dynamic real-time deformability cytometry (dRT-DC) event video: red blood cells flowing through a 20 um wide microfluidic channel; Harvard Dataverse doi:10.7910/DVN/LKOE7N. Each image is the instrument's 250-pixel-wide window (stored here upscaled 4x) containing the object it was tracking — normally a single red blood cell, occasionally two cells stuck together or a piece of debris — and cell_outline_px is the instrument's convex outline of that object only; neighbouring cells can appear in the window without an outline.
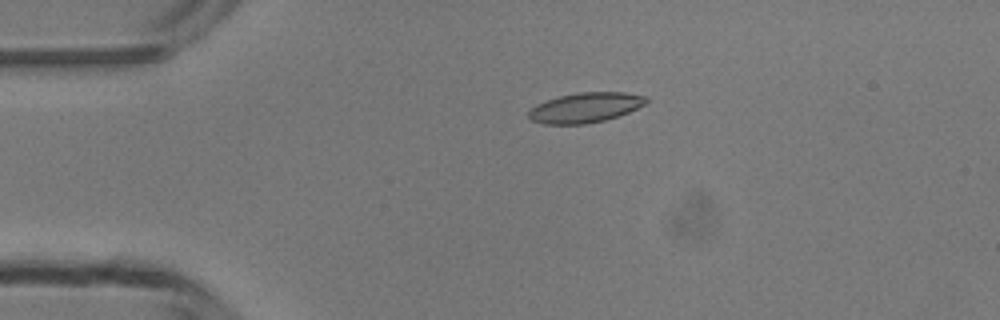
{"species": "common noctule bat (a hibernating species)", "species_latin": "Nyctalus noctula", "temperature_condition": "room temperature", "stored_images_in_passage": 4, "camera_frame_rate_fps": 3000, "um_per_image_px": 0.085, "animal": {"sex": "male", "body_mass_g": 13.3}, "frame": {"image": 1, "passage_image": 3, "time_ms": 2.333, "image_size_px": [1000, 320], "cell_outline_px": [[648, 100], [644, 104], [628, 112], [604, 120], [584, 124], [544, 124], [532, 120], [528, 116], [528, 112], [536, 104], [560, 96], [580, 92], [624, 92], [648, 96]], "centroid_in_image_um": [49.76, 9.14], "position_along_channel_um": 35.2, "area_um2": 20.29}}